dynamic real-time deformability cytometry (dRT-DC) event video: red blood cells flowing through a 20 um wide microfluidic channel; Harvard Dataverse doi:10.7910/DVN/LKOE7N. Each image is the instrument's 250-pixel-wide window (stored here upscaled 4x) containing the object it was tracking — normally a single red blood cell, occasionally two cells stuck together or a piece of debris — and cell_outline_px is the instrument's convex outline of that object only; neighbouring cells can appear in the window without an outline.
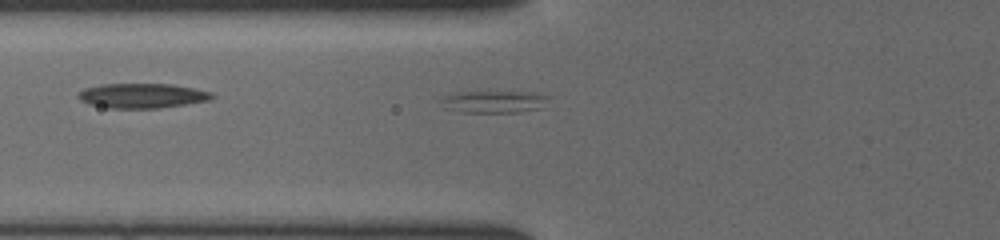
{"species": "common noctule bat (a hibernating species)", "species_latin": "Nyctalus noctula", "temperature_condition": "cold", "stored_images_in_passage": 36, "segment_of_instrument_passage": [1, 2], "camera_frame_rate_fps": 3000, "um_per_image_px": 0.085, "animal": {"sex": "female", "body_mass_g": 19.5, "forearm_length_mm": 54.1}, "frame": {"image": 1, "passage_image": 5, "time_ms": 1.333, "image_size_px": [1000, 240], "cell_outline_px": [[552, 96], [544, 108], [520, 112], [464, 112], [444, 108], [440, 100], [444, 96], [460, 92], [532, 92]], "centroid_in_image_um": [42.08, 8.65], "position_along_channel_um": 83.7, "area_um2": 14.05}}
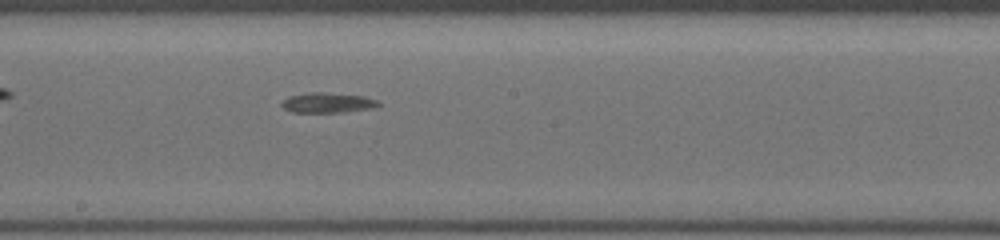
{"frame": {"image": 2, "passage_image": 15, "time_ms": 4.667, "image_size_px": [1000, 240], "cell_outline_px": [[380, 104], [368, 108], [344, 112], [292, 112], [284, 108], [280, 104], [288, 96], [312, 92], [320, 92], [364, 96], [376, 100]], "centroid_in_image_um": [27.79, 8.73], "position_along_channel_um": 220.4, "area_um2": 11.04}}
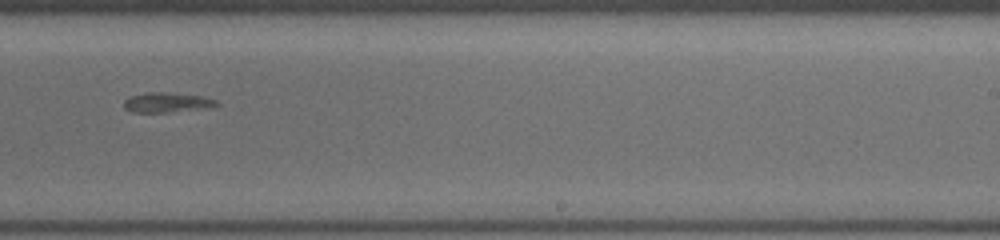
{"frame": {"image": 3, "passage_image": 19, "time_ms": 6.0, "image_size_px": [1000, 240], "cell_outline_px": [[220, 104], [196, 108], [168, 112], [132, 112], [124, 108], [124, 100], [132, 96], [148, 92], [168, 92], [200, 96], [216, 100]], "centroid_in_image_um": [14.1, 8.69], "position_along_channel_um": 274.9, "area_um2": 10.29}}